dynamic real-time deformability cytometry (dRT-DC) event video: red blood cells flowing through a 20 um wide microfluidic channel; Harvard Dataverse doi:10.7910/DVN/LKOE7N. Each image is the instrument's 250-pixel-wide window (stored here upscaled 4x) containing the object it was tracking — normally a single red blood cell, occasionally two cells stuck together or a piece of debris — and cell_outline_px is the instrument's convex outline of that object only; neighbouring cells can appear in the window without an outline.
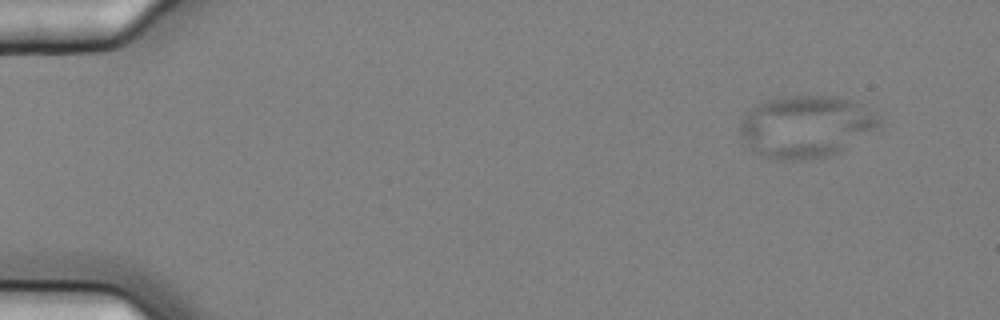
{"species": "common noctule bat (a hibernating species)", "species_latin": "Nyctalus noctula", "temperature_condition": "cold", "stored_images_in_passage": 4, "camera_frame_rate_fps": 3000, "um_per_image_px": 0.085, "animal": {"sex": "female", "body_mass_g": 25.1}, "frame": {"image": 1, "passage_image": 1, "time_ms": 0.0, "image_size_px": [1000, 320], "cell_outline_px": [[880, 128], [840, 152], [824, 156], [800, 160], [780, 160], [764, 156], [756, 152], [740, 136], [740, 124], [744, 116], [756, 104], [768, 100], [784, 96], [836, 96], [856, 100], [880, 112]], "centroid_in_image_um": [68.6, 10.73], "position_along_channel_um": 16.4, "area_um2": 50.81}}
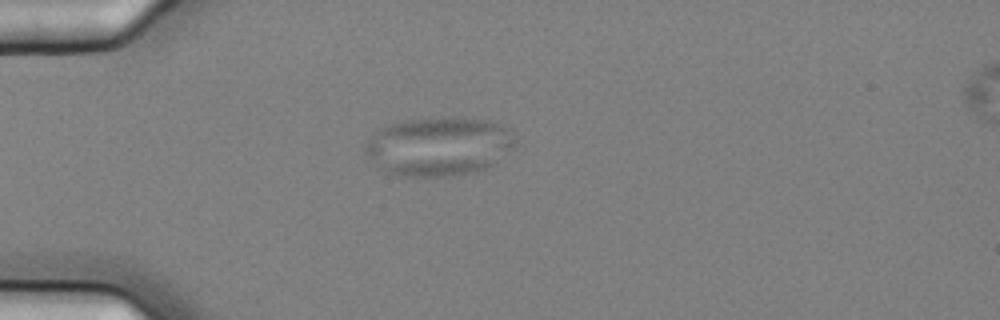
{"frame": {"image": 2, "passage_image": 4, "time_ms": 1.0, "image_size_px": [1000, 320], "cell_outline_px": [[516, 144], [496, 164], [484, 168], [452, 176], [404, 176], [384, 172], [364, 152], [364, 144], [376, 128], [404, 120], [444, 116], [460, 116], [492, 120], [508, 128], [516, 140]], "centroid_in_image_um": [37.29, 12.4], "position_along_channel_um": 47.7, "area_um2": 52.25}}